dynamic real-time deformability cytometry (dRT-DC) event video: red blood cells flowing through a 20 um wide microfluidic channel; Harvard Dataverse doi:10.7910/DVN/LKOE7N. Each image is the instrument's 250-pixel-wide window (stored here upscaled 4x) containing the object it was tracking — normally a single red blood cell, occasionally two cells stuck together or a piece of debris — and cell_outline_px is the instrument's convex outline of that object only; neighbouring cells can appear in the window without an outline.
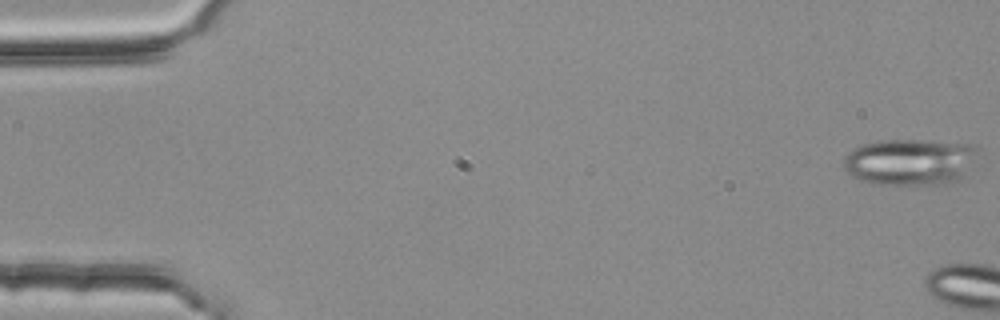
{"species": "common noctule bat (a hibernating species)", "species_latin": "Nyctalus noctula", "temperature_condition": "room temperature", "stored_images_in_passage": 7, "camera_frame_rate_fps": 3000, "um_per_image_px": 0.085, "animal": {"sex": "female", "body_mass_g": 25.1}, "frame": {"image": 1, "passage_image": 1, "time_ms": 0.0, "image_size_px": [1000, 320], "cell_outline_px": [[980, 148], [976, 160], [964, 176], [956, 180], [944, 184], [876, 184], [852, 176], [844, 168], [844, 156], [848, 152], [864, 144], [884, 140], [924, 140], [972, 144]], "centroid_in_image_um": [77.42, 13.75], "position_along_channel_um": 7.6, "area_um2": 36.41}}